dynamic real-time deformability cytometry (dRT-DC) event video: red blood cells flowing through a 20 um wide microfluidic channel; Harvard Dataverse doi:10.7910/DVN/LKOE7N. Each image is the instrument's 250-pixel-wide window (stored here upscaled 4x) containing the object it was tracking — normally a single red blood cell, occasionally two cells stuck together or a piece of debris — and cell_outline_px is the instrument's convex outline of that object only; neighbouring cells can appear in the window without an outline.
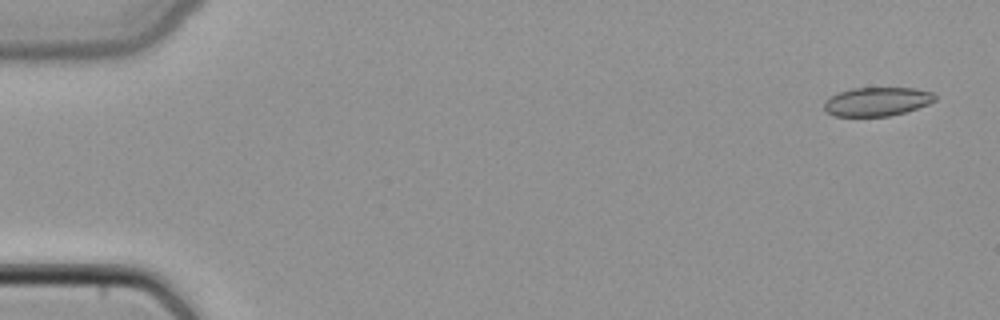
{"species": "common noctule bat (a hibernating species)", "species_latin": "Nyctalus noctula", "temperature_condition": "cold", "stored_images_in_passage": 48, "camera_frame_rate_fps": 3000, "um_per_image_px": 0.085, "animal": {"sex": "female", "body_mass_g": 22.7, "forearm_length_mm": 54.2}, "frame": {"image": 1, "passage_image": 2, "time_ms": 0.333, "image_size_px": [1000, 320], "cell_outline_px": [[936, 100], [928, 104], [904, 112], [888, 116], [832, 116], [824, 108], [824, 100], [840, 92], [852, 88], [916, 88], [932, 92], [936, 96]], "centroid_in_image_um": [74.55, 8.63], "position_along_channel_um": 10.5, "area_um2": 18.5}}
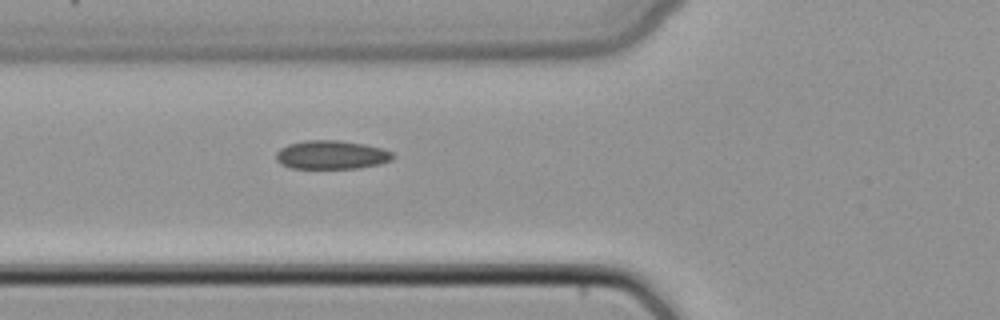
{"frame": {"image": 2, "passage_image": 18, "time_ms": 5.667, "image_size_px": [1000, 320], "cell_outline_px": [[396, 156], [392, 160], [380, 164], [360, 168], [292, 168], [280, 164], [276, 160], [276, 152], [280, 148], [288, 144], [304, 140], [340, 140], [364, 144], [384, 148], [392, 152]], "centroid_in_image_um": [28.2, 13.15], "position_along_channel_um": 97.6, "area_um2": 19.77}}
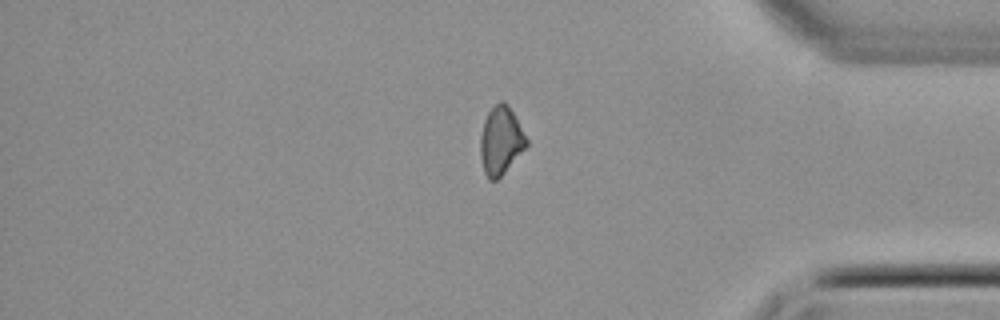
{"frame": {"image": 3, "passage_image": 40, "time_ms": 13.0, "image_size_px": [1000, 320], "cell_outline_px": [[528, 144], [504, 172], [496, 180], [488, 180], [484, 172], [480, 156], [480, 136], [484, 120], [488, 112], [500, 100], [504, 100], [508, 104], [528, 140]], "centroid_in_image_um": [42.54, 11.94], "position_along_channel_um": 392.7, "area_um2": 18.09}}